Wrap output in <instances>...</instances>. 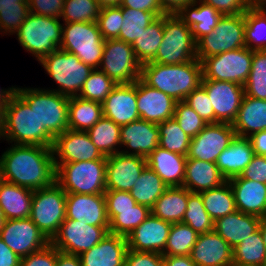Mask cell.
Wrapping results in <instances>:
<instances>
[{"label":"cell","mask_w":266,"mask_h":266,"mask_svg":"<svg viewBox=\"0 0 266 266\" xmlns=\"http://www.w3.org/2000/svg\"><path fill=\"white\" fill-rule=\"evenodd\" d=\"M52 148L13 144L0 157V179L31 190L56 182Z\"/></svg>","instance_id":"6da1fadb"},{"label":"cell","mask_w":266,"mask_h":266,"mask_svg":"<svg viewBox=\"0 0 266 266\" xmlns=\"http://www.w3.org/2000/svg\"><path fill=\"white\" fill-rule=\"evenodd\" d=\"M202 64L198 59L187 63L168 65L147 62L141 65L140 79L176 101L184 99L201 85Z\"/></svg>","instance_id":"7a4b0ae2"},{"label":"cell","mask_w":266,"mask_h":266,"mask_svg":"<svg viewBox=\"0 0 266 266\" xmlns=\"http://www.w3.org/2000/svg\"><path fill=\"white\" fill-rule=\"evenodd\" d=\"M2 138L8 143L52 148L54 137L40 124L34 109L15 92L5 107Z\"/></svg>","instance_id":"3957f363"},{"label":"cell","mask_w":266,"mask_h":266,"mask_svg":"<svg viewBox=\"0 0 266 266\" xmlns=\"http://www.w3.org/2000/svg\"><path fill=\"white\" fill-rule=\"evenodd\" d=\"M107 157L90 161L55 163L56 183L66 193L104 194Z\"/></svg>","instance_id":"277c9868"},{"label":"cell","mask_w":266,"mask_h":266,"mask_svg":"<svg viewBox=\"0 0 266 266\" xmlns=\"http://www.w3.org/2000/svg\"><path fill=\"white\" fill-rule=\"evenodd\" d=\"M15 92L34 109L40 124L55 138L68 130V96L53 90L18 88Z\"/></svg>","instance_id":"5b68a950"},{"label":"cell","mask_w":266,"mask_h":266,"mask_svg":"<svg viewBox=\"0 0 266 266\" xmlns=\"http://www.w3.org/2000/svg\"><path fill=\"white\" fill-rule=\"evenodd\" d=\"M197 59V44L191 28L177 14L163 16V37L150 62L175 65Z\"/></svg>","instance_id":"8992f818"},{"label":"cell","mask_w":266,"mask_h":266,"mask_svg":"<svg viewBox=\"0 0 266 266\" xmlns=\"http://www.w3.org/2000/svg\"><path fill=\"white\" fill-rule=\"evenodd\" d=\"M16 35L20 45L40 61L61 46L62 24L59 18L29 12Z\"/></svg>","instance_id":"52a82bcc"},{"label":"cell","mask_w":266,"mask_h":266,"mask_svg":"<svg viewBox=\"0 0 266 266\" xmlns=\"http://www.w3.org/2000/svg\"><path fill=\"white\" fill-rule=\"evenodd\" d=\"M62 25V41L59 48L75 54L80 61L93 69H98L105 40L101 36L97 22H72Z\"/></svg>","instance_id":"ba28073f"},{"label":"cell","mask_w":266,"mask_h":266,"mask_svg":"<svg viewBox=\"0 0 266 266\" xmlns=\"http://www.w3.org/2000/svg\"><path fill=\"white\" fill-rule=\"evenodd\" d=\"M39 62L47 74L59 84L60 88L53 91L68 97L79 95L84 82L93 71L92 67L80 61L75 54L60 48L43 57Z\"/></svg>","instance_id":"9c48e42d"},{"label":"cell","mask_w":266,"mask_h":266,"mask_svg":"<svg viewBox=\"0 0 266 266\" xmlns=\"http://www.w3.org/2000/svg\"><path fill=\"white\" fill-rule=\"evenodd\" d=\"M29 218L51 241L66 219V192L56 182L34 190Z\"/></svg>","instance_id":"30bf717a"},{"label":"cell","mask_w":266,"mask_h":266,"mask_svg":"<svg viewBox=\"0 0 266 266\" xmlns=\"http://www.w3.org/2000/svg\"><path fill=\"white\" fill-rule=\"evenodd\" d=\"M197 59L236 50L245 45L244 13L239 15H222L217 26L210 34L201 37L197 42Z\"/></svg>","instance_id":"8fae6325"},{"label":"cell","mask_w":266,"mask_h":266,"mask_svg":"<svg viewBox=\"0 0 266 266\" xmlns=\"http://www.w3.org/2000/svg\"><path fill=\"white\" fill-rule=\"evenodd\" d=\"M253 50L242 47L236 50L204 58L202 80L231 81L244 86L251 66Z\"/></svg>","instance_id":"7c38bea8"},{"label":"cell","mask_w":266,"mask_h":266,"mask_svg":"<svg viewBox=\"0 0 266 266\" xmlns=\"http://www.w3.org/2000/svg\"><path fill=\"white\" fill-rule=\"evenodd\" d=\"M141 63L130 43L118 39L104 41V51L99 70L117 84L135 83L141 76Z\"/></svg>","instance_id":"4fadbf2b"},{"label":"cell","mask_w":266,"mask_h":266,"mask_svg":"<svg viewBox=\"0 0 266 266\" xmlns=\"http://www.w3.org/2000/svg\"><path fill=\"white\" fill-rule=\"evenodd\" d=\"M109 233V226H94L65 219L50 243L59 251L80 255L97 245Z\"/></svg>","instance_id":"5bb4252c"},{"label":"cell","mask_w":266,"mask_h":266,"mask_svg":"<svg viewBox=\"0 0 266 266\" xmlns=\"http://www.w3.org/2000/svg\"><path fill=\"white\" fill-rule=\"evenodd\" d=\"M0 238L20 258L37 252L50 243L30 218L5 220Z\"/></svg>","instance_id":"9a60e30c"},{"label":"cell","mask_w":266,"mask_h":266,"mask_svg":"<svg viewBox=\"0 0 266 266\" xmlns=\"http://www.w3.org/2000/svg\"><path fill=\"white\" fill-rule=\"evenodd\" d=\"M232 124L209 123L194 138H191L187 159L216 163L217 157L235 138Z\"/></svg>","instance_id":"2e32d148"},{"label":"cell","mask_w":266,"mask_h":266,"mask_svg":"<svg viewBox=\"0 0 266 266\" xmlns=\"http://www.w3.org/2000/svg\"><path fill=\"white\" fill-rule=\"evenodd\" d=\"M215 113V123L232 124L244 96V86L231 81L202 80Z\"/></svg>","instance_id":"e0dca14e"},{"label":"cell","mask_w":266,"mask_h":266,"mask_svg":"<svg viewBox=\"0 0 266 266\" xmlns=\"http://www.w3.org/2000/svg\"><path fill=\"white\" fill-rule=\"evenodd\" d=\"M55 163H70L102 159L105 156L92 143L87 131L65 130L54 138Z\"/></svg>","instance_id":"ac0fdd59"},{"label":"cell","mask_w":266,"mask_h":266,"mask_svg":"<svg viewBox=\"0 0 266 266\" xmlns=\"http://www.w3.org/2000/svg\"><path fill=\"white\" fill-rule=\"evenodd\" d=\"M146 166V158L142 156L121 152L107 156L106 190L130 192Z\"/></svg>","instance_id":"d6986e66"},{"label":"cell","mask_w":266,"mask_h":266,"mask_svg":"<svg viewBox=\"0 0 266 266\" xmlns=\"http://www.w3.org/2000/svg\"><path fill=\"white\" fill-rule=\"evenodd\" d=\"M101 104L103 116L119 126L140 119L137 109V81L131 84H117Z\"/></svg>","instance_id":"ffe728a7"},{"label":"cell","mask_w":266,"mask_h":266,"mask_svg":"<svg viewBox=\"0 0 266 266\" xmlns=\"http://www.w3.org/2000/svg\"><path fill=\"white\" fill-rule=\"evenodd\" d=\"M177 101L166 93L137 80V109L140 119L160 124L173 118Z\"/></svg>","instance_id":"44dd1931"},{"label":"cell","mask_w":266,"mask_h":266,"mask_svg":"<svg viewBox=\"0 0 266 266\" xmlns=\"http://www.w3.org/2000/svg\"><path fill=\"white\" fill-rule=\"evenodd\" d=\"M171 225L151 213L127 236L128 249L162 254L167 244Z\"/></svg>","instance_id":"7402d4cb"},{"label":"cell","mask_w":266,"mask_h":266,"mask_svg":"<svg viewBox=\"0 0 266 266\" xmlns=\"http://www.w3.org/2000/svg\"><path fill=\"white\" fill-rule=\"evenodd\" d=\"M66 219L94 226H109L104 194L66 193Z\"/></svg>","instance_id":"603a6c76"},{"label":"cell","mask_w":266,"mask_h":266,"mask_svg":"<svg viewBox=\"0 0 266 266\" xmlns=\"http://www.w3.org/2000/svg\"><path fill=\"white\" fill-rule=\"evenodd\" d=\"M190 258L197 266H232L230 245L215 231L198 234Z\"/></svg>","instance_id":"cb8c5ba5"},{"label":"cell","mask_w":266,"mask_h":266,"mask_svg":"<svg viewBox=\"0 0 266 266\" xmlns=\"http://www.w3.org/2000/svg\"><path fill=\"white\" fill-rule=\"evenodd\" d=\"M159 129L157 124L138 119L121 126V145L132 152L121 150L126 155H138L146 158L159 146Z\"/></svg>","instance_id":"d4e9b609"},{"label":"cell","mask_w":266,"mask_h":266,"mask_svg":"<svg viewBox=\"0 0 266 266\" xmlns=\"http://www.w3.org/2000/svg\"><path fill=\"white\" fill-rule=\"evenodd\" d=\"M127 251V237L108 233L79 257L82 266H125Z\"/></svg>","instance_id":"484cf974"},{"label":"cell","mask_w":266,"mask_h":266,"mask_svg":"<svg viewBox=\"0 0 266 266\" xmlns=\"http://www.w3.org/2000/svg\"><path fill=\"white\" fill-rule=\"evenodd\" d=\"M228 181L232 187L238 211L259 218L266 215V184L243 179L240 175Z\"/></svg>","instance_id":"4316f807"},{"label":"cell","mask_w":266,"mask_h":266,"mask_svg":"<svg viewBox=\"0 0 266 266\" xmlns=\"http://www.w3.org/2000/svg\"><path fill=\"white\" fill-rule=\"evenodd\" d=\"M187 156L158 146L146 157L150 167L168 187L183 186Z\"/></svg>","instance_id":"83f0119b"},{"label":"cell","mask_w":266,"mask_h":266,"mask_svg":"<svg viewBox=\"0 0 266 266\" xmlns=\"http://www.w3.org/2000/svg\"><path fill=\"white\" fill-rule=\"evenodd\" d=\"M260 218L236 210L214 222V230L233 249L243 239L259 230Z\"/></svg>","instance_id":"f1b7e54d"},{"label":"cell","mask_w":266,"mask_h":266,"mask_svg":"<svg viewBox=\"0 0 266 266\" xmlns=\"http://www.w3.org/2000/svg\"><path fill=\"white\" fill-rule=\"evenodd\" d=\"M254 156L255 152L249 138L235 136L230 145L217 157L216 165L226 180H229L239 176Z\"/></svg>","instance_id":"f546056e"},{"label":"cell","mask_w":266,"mask_h":266,"mask_svg":"<svg viewBox=\"0 0 266 266\" xmlns=\"http://www.w3.org/2000/svg\"><path fill=\"white\" fill-rule=\"evenodd\" d=\"M232 127L236 136L246 138L266 130V100L244 95Z\"/></svg>","instance_id":"4dcf8cb0"},{"label":"cell","mask_w":266,"mask_h":266,"mask_svg":"<svg viewBox=\"0 0 266 266\" xmlns=\"http://www.w3.org/2000/svg\"><path fill=\"white\" fill-rule=\"evenodd\" d=\"M216 163L187 159L183 187L192 193H200L226 182Z\"/></svg>","instance_id":"1f68e13d"},{"label":"cell","mask_w":266,"mask_h":266,"mask_svg":"<svg viewBox=\"0 0 266 266\" xmlns=\"http://www.w3.org/2000/svg\"><path fill=\"white\" fill-rule=\"evenodd\" d=\"M34 191L0 179V208L5 219H24L31 214Z\"/></svg>","instance_id":"d6a6232c"},{"label":"cell","mask_w":266,"mask_h":266,"mask_svg":"<svg viewBox=\"0 0 266 266\" xmlns=\"http://www.w3.org/2000/svg\"><path fill=\"white\" fill-rule=\"evenodd\" d=\"M177 15L191 28L196 42L204 35L210 34L222 16L216 9L200 0H197L192 5H186Z\"/></svg>","instance_id":"836d02e7"},{"label":"cell","mask_w":266,"mask_h":266,"mask_svg":"<svg viewBox=\"0 0 266 266\" xmlns=\"http://www.w3.org/2000/svg\"><path fill=\"white\" fill-rule=\"evenodd\" d=\"M188 203V189L179 187H168L156 200L151 208V213L171 224L182 222Z\"/></svg>","instance_id":"e575fe53"},{"label":"cell","mask_w":266,"mask_h":266,"mask_svg":"<svg viewBox=\"0 0 266 266\" xmlns=\"http://www.w3.org/2000/svg\"><path fill=\"white\" fill-rule=\"evenodd\" d=\"M68 129L88 131L102 117V104L99 102L72 96L68 103Z\"/></svg>","instance_id":"d590c367"},{"label":"cell","mask_w":266,"mask_h":266,"mask_svg":"<svg viewBox=\"0 0 266 266\" xmlns=\"http://www.w3.org/2000/svg\"><path fill=\"white\" fill-rule=\"evenodd\" d=\"M151 214L148 206L137 204L134 208L107 209L109 233L127 237Z\"/></svg>","instance_id":"8d00e7d4"},{"label":"cell","mask_w":266,"mask_h":266,"mask_svg":"<svg viewBox=\"0 0 266 266\" xmlns=\"http://www.w3.org/2000/svg\"><path fill=\"white\" fill-rule=\"evenodd\" d=\"M200 194L205 210L214 222L237 210L234 193L228 180L219 187L202 191Z\"/></svg>","instance_id":"74e56055"},{"label":"cell","mask_w":266,"mask_h":266,"mask_svg":"<svg viewBox=\"0 0 266 266\" xmlns=\"http://www.w3.org/2000/svg\"><path fill=\"white\" fill-rule=\"evenodd\" d=\"M167 188L168 186L158 174L146 166L130 190V194L137 204L148 206L151 209Z\"/></svg>","instance_id":"f35d334b"},{"label":"cell","mask_w":266,"mask_h":266,"mask_svg":"<svg viewBox=\"0 0 266 266\" xmlns=\"http://www.w3.org/2000/svg\"><path fill=\"white\" fill-rule=\"evenodd\" d=\"M87 133L92 143L104 156L107 157L121 152L118 151L121 146V126L115 124L111 119L103 116Z\"/></svg>","instance_id":"ab89813d"},{"label":"cell","mask_w":266,"mask_h":266,"mask_svg":"<svg viewBox=\"0 0 266 266\" xmlns=\"http://www.w3.org/2000/svg\"><path fill=\"white\" fill-rule=\"evenodd\" d=\"M244 19L246 47L253 51L266 50V7L250 6Z\"/></svg>","instance_id":"60d3db41"},{"label":"cell","mask_w":266,"mask_h":266,"mask_svg":"<svg viewBox=\"0 0 266 266\" xmlns=\"http://www.w3.org/2000/svg\"><path fill=\"white\" fill-rule=\"evenodd\" d=\"M233 264L266 266V248L260 230L232 249Z\"/></svg>","instance_id":"b9f144b4"},{"label":"cell","mask_w":266,"mask_h":266,"mask_svg":"<svg viewBox=\"0 0 266 266\" xmlns=\"http://www.w3.org/2000/svg\"><path fill=\"white\" fill-rule=\"evenodd\" d=\"M163 37V16L158 17L131 45L137 60L141 63L150 62L156 55Z\"/></svg>","instance_id":"7bdbcfd3"},{"label":"cell","mask_w":266,"mask_h":266,"mask_svg":"<svg viewBox=\"0 0 266 266\" xmlns=\"http://www.w3.org/2000/svg\"><path fill=\"white\" fill-rule=\"evenodd\" d=\"M123 25L117 38L132 44L158 17L151 12L122 8Z\"/></svg>","instance_id":"ee69618b"},{"label":"cell","mask_w":266,"mask_h":266,"mask_svg":"<svg viewBox=\"0 0 266 266\" xmlns=\"http://www.w3.org/2000/svg\"><path fill=\"white\" fill-rule=\"evenodd\" d=\"M157 126L159 129L160 147L170 152H175L184 156L188 155L191 137L183 132L174 117L157 124Z\"/></svg>","instance_id":"f6af8a7d"},{"label":"cell","mask_w":266,"mask_h":266,"mask_svg":"<svg viewBox=\"0 0 266 266\" xmlns=\"http://www.w3.org/2000/svg\"><path fill=\"white\" fill-rule=\"evenodd\" d=\"M197 237L198 233L189 225L182 222L172 224L167 244L162 254L170 256L190 255Z\"/></svg>","instance_id":"bcb514c9"},{"label":"cell","mask_w":266,"mask_h":266,"mask_svg":"<svg viewBox=\"0 0 266 266\" xmlns=\"http://www.w3.org/2000/svg\"><path fill=\"white\" fill-rule=\"evenodd\" d=\"M182 223L189 225L198 234L214 230V221L205 210L200 193H192L188 190L187 210Z\"/></svg>","instance_id":"7dc6e473"},{"label":"cell","mask_w":266,"mask_h":266,"mask_svg":"<svg viewBox=\"0 0 266 266\" xmlns=\"http://www.w3.org/2000/svg\"><path fill=\"white\" fill-rule=\"evenodd\" d=\"M244 95L266 100V50L253 51L251 70L244 84Z\"/></svg>","instance_id":"c3c4849f"},{"label":"cell","mask_w":266,"mask_h":266,"mask_svg":"<svg viewBox=\"0 0 266 266\" xmlns=\"http://www.w3.org/2000/svg\"><path fill=\"white\" fill-rule=\"evenodd\" d=\"M29 14L28 0H0V30L7 33L18 32Z\"/></svg>","instance_id":"681fc988"},{"label":"cell","mask_w":266,"mask_h":266,"mask_svg":"<svg viewBox=\"0 0 266 266\" xmlns=\"http://www.w3.org/2000/svg\"><path fill=\"white\" fill-rule=\"evenodd\" d=\"M100 9L99 0H65L60 18L65 23L97 22Z\"/></svg>","instance_id":"f907efd6"},{"label":"cell","mask_w":266,"mask_h":266,"mask_svg":"<svg viewBox=\"0 0 266 266\" xmlns=\"http://www.w3.org/2000/svg\"><path fill=\"white\" fill-rule=\"evenodd\" d=\"M117 83L109 78L103 71L93 69L79 93V97L102 103Z\"/></svg>","instance_id":"816d5d0a"},{"label":"cell","mask_w":266,"mask_h":266,"mask_svg":"<svg viewBox=\"0 0 266 266\" xmlns=\"http://www.w3.org/2000/svg\"><path fill=\"white\" fill-rule=\"evenodd\" d=\"M173 117L191 138L197 136L208 124L184 101H177Z\"/></svg>","instance_id":"f5cc1de1"},{"label":"cell","mask_w":266,"mask_h":266,"mask_svg":"<svg viewBox=\"0 0 266 266\" xmlns=\"http://www.w3.org/2000/svg\"><path fill=\"white\" fill-rule=\"evenodd\" d=\"M97 24L104 40L117 39L123 25L122 7L101 8Z\"/></svg>","instance_id":"db71d44e"},{"label":"cell","mask_w":266,"mask_h":266,"mask_svg":"<svg viewBox=\"0 0 266 266\" xmlns=\"http://www.w3.org/2000/svg\"><path fill=\"white\" fill-rule=\"evenodd\" d=\"M206 90L200 85L190 93L184 102L206 122L215 123V113Z\"/></svg>","instance_id":"11a10c76"},{"label":"cell","mask_w":266,"mask_h":266,"mask_svg":"<svg viewBox=\"0 0 266 266\" xmlns=\"http://www.w3.org/2000/svg\"><path fill=\"white\" fill-rule=\"evenodd\" d=\"M57 248L49 243L43 249L21 258L20 266H56Z\"/></svg>","instance_id":"9f6ffc18"},{"label":"cell","mask_w":266,"mask_h":266,"mask_svg":"<svg viewBox=\"0 0 266 266\" xmlns=\"http://www.w3.org/2000/svg\"><path fill=\"white\" fill-rule=\"evenodd\" d=\"M64 2L65 0H28L29 12L60 19Z\"/></svg>","instance_id":"6f0895ef"},{"label":"cell","mask_w":266,"mask_h":266,"mask_svg":"<svg viewBox=\"0 0 266 266\" xmlns=\"http://www.w3.org/2000/svg\"><path fill=\"white\" fill-rule=\"evenodd\" d=\"M125 266H163V254L128 249Z\"/></svg>","instance_id":"680465c9"},{"label":"cell","mask_w":266,"mask_h":266,"mask_svg":"<svg viewBox=\"0 0 266 266\" xmlns=\"http://www.w3.org/2000/svg\"><path fill=\"white\" fill-rule=\"evenodd\" d=\"M222 15H239L250 7L245 0H200Z\"/></svg>","instance_id":"91938a15"},{"label":"cell","mask_w":266,"mask_h":266,"mask_svg":"<svg viewBox=\"0 0 266 266\" xmlns=\"http://www.w3.org/2000/svg\"><path fill=\"white\" fill-rule=\"evenodd\" d=\"M240 176L266 184V156L255 155Z\"/></svg>","instance_id":"94428289"},{"label":"cell","mask_w":266,"mask_h":266,"mask_svg":"<svg viewBox=\"0 0 266 266\" xmlns=\"http://www.w3.org/2000/svg\"><path fill=\"white\" fill-rule=\"evenodd\" d=\"M104 196L107 209L134 208L137 205L128 191L106 190Z\"/></svg>","instance_id":"6125c7cd"},{"label":"cell","mask_w":266,"mask_h":266,"mask_svg":"<svg viewBox=\"0 0 266 266\" xmlns=\"http://www.w3.org/2000/svg\"><path fill=\"white\" fill-rule=\"evenodd\" d=\"M122 8H132L154 13L157 17L166 15L158 0H123Z\"/></svg>","instance_id":"be15d7a7"},{"label":"cell","mask_w":266,"mask_h":266,"mask_svg":"<svg viewBox=\"0 0 266 266\" xmlns=\"http://www.w3.org/2000/svg\"><path fill=\"white\" fill-rule=\"evenodd\" d=\"M21 258L0 238V266H20Z\"/></svg>","instance_id":"e7e4bbea"},{"label":"cell","mask_w":266,"mask_h":266,"mask_svg":"<svg viewBox=\"0 0 266 266\" xmlns=\"http://www.w3.org/2000/svg\"><path fill=\"white\" fill-rule=\"evenodd\" d=\"M197 0H158L166 15L178 14L186 5H192Z\"/></svg>","instance_id":"03108f58"},{"label":"cell","mask_w":266,"mask_h":266,"mask_svg":"<svg viewBox=\"0 0 266 266\" xmlns=\"http://www.w3.org/2000/svg\"><path fill=\"white\" fill-rule=\"evenodd\" d=\"M248 138L255 155L266 156V130L254 133Z\"/></svg>","instance_id":"003e7915"},{"label":"cell","mask_w":266,"mask_h":266,"mask_svg":"<svg viewBox=\"0 0 266 266\" xmlns=\"http://www.w3.org/2000/svg\"><path fill=\"white\" fill-rule=\"evenodd\" d=\"M163 266H197L189 255H163Z\"/></svg>","instance_id":"a7ac6f4b"},{"label":"cell","mask_w":266,"mask_h":266,"mask_svg":"<svg viewBox=\"0 0 266 266\" xmlns=\"http://www.w3.org/2000/svg\"><path fill=\"white\" fill-rule=\"evenodd\" d=\"M56 266H82V263L78 255L65 253L57 249Z\"/></svg>","instance_id":"89a4df30"},{"label":"cell","mask_w":266,"mask_h":266,"mask_svg":"<svg viewBox=\"0 0 266 266\" xmlns=\"http://www.w3.org/2000/svg\"><path fill=\"white\" fill-rule=\"evenodd\" d=\"M16 87L12 86L7 90L0 89V102H9L11 96L15 93Z\"/></svg>","instance_id":"2644e50d"},{"label":"cell","mask_w":266,"mask_h":266,"mask_svg":"<svg viewBox=\"0 0 266 266\" xmlns=\"http://www.w3.org/2000/svg\"><path fill=\"white\" fill-rule=\"evenodd\" d=\"M101 8L105 7H121L123 0H99Z\"/></svg>","instance_id":"8c879c8a"},{"label":"cell","mask_w":266,"mask_h":266,"mask_svg":"<svg viewBox=\"0 0 266 266\" xmlns=\"http://www.w3.org/2000/svg\"><path fill=\"white\" fill-rule=\"evenodd\" d=\"M8 102H0V135H3L4 120H5V107Z\"/></svg>","instance_id":"753ad0ef"},{"label":"cell","mask_w":266,"mask_h":266,"mask_svg":"<svg viewBox=\"0 0 266 266\" xmlns=\"http://www.w3.org/2000/svg\"><path fill=\"white\" fill-rule=\"evenodd\" d=\"M259 230L266 248V215L260 218Z\"/></svg>","instance_id":"34e18365"},{"label":"cell","mask_w":266,"mask_h":266,"mask_svg":"<svg viewBox=\"0 0 266 266\" xmlns=\"http://www.w3.org/2000/svg\"><path fill=\"white\" fill-rule=\"evenodd\" d=\"M249 6H264L266 7V0H245Z\"/></svg>","instance_id":"11e5206c"},{"label":"cell","mask_w":266,"mask_h":266,"mask_svg":"<svg viewBox=\"0 0 266 266\" xmlns=\"http://www.w3.org/2000/svg\"><path fill=\"white\" fill-rule=\"evenodd\" d=\"M5 217H4V214L2 213V210L0 208V233L3 229V226H4V223H5Z\"/></svg>","instance_id":"2a66077c"},{"label":"cell","mask_w":266,"mask_h":266,"mask_svg":"<svg viewBox=\"0 0 266 266\" xmlns=\"http://www.w3.org/2000/svg\"><path fill=\"white\" fill-rule=\"evenodd\" d=\"M232 266H251V265H237V264H233Z\"/></svg>","instance_id":"b9fcfbb0"}]
</instances>
